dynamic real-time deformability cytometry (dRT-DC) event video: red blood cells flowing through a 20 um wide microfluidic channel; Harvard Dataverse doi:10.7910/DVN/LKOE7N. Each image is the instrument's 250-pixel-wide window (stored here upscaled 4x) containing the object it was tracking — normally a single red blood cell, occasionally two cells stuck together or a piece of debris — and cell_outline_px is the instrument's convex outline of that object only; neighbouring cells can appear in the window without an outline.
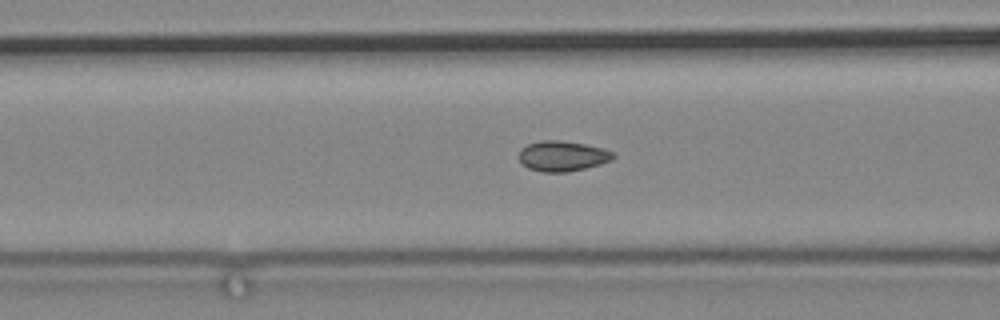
{"species": "common noctule bat (a hibernating species)", "species_latin": "Nyctalus noctula", "temperature_condition": "cold", "stored_images_in_passage": 50, "camera_frame_rate_fps": 3000, "um_per_image_px": 0.085, "animal": {"sex": "male", "body_mass_g": 19.2, "forearm_length_mm": 51.8}, "frame": {"image": 1, "passage_image": 11, "time_ms": 3.333, "image_size_px": [1000, 320], "cell_outline_px": [[616, 156], [612, 160], [600, 164], [568, 172], [544, 172], [528, 168], [520, 160], [520, 148], [528, 144], [540, 140], [560, 140], [584, 144], [604, 148], [612, 152]], "centroid_in_image_um": [47.82, 13.25], "position_along_channel_um": 118.8, "area_um2": 16.59}}
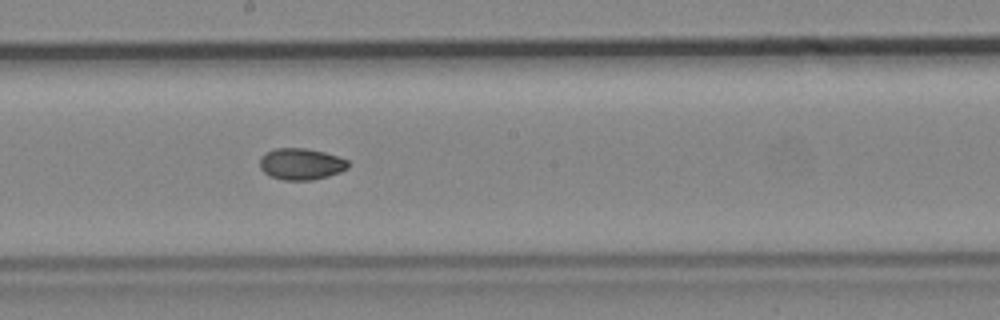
{"frame": {"image": 2, "passage_image": 21, "time_ms": 6.667, "image_size_px": [1000, 320], "cell_outline_px": [[348, 168], [340, 172], [328, 176], [312, 180], [284, 180], [268, 176], [260, 168], [260, 156], [276, 148], [308, 148], [324, 152], [348, 160]], "centroid_in_image_um": [25.58, 13.94], "position_along_channel_um": 222.6, "area_um2": 16.24}}
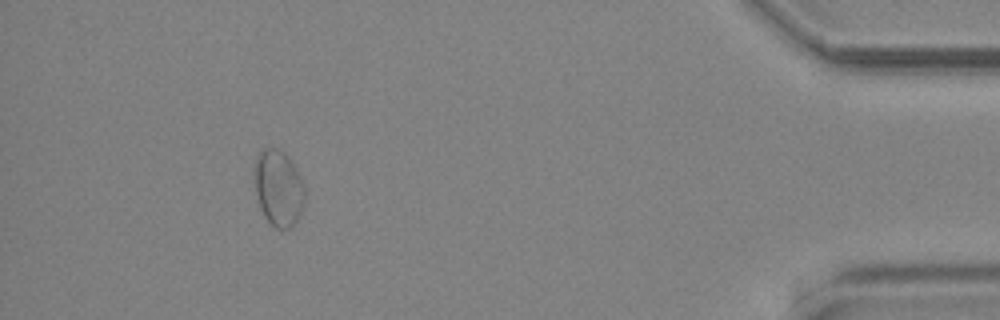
{"frame": {"image": 3, "passage_image": 45, "time_ms": 14.667, "image_size_px": [1000, 320], "cell_outline_px": [[304, 196], [300, 212], [296, 220], [288, 228], [276, 228], [264, 216], [260, 208], [256, 192], [252, 172], [252, 164], [256, 156], [264, 148], [276, 148], [284, 152], [288, 156], [296, 168], [304, 184]], "centroid_in_image_um": [23.62, 15.92], "position_along_channel_um": 411.6, "area_um2": 22.37}}